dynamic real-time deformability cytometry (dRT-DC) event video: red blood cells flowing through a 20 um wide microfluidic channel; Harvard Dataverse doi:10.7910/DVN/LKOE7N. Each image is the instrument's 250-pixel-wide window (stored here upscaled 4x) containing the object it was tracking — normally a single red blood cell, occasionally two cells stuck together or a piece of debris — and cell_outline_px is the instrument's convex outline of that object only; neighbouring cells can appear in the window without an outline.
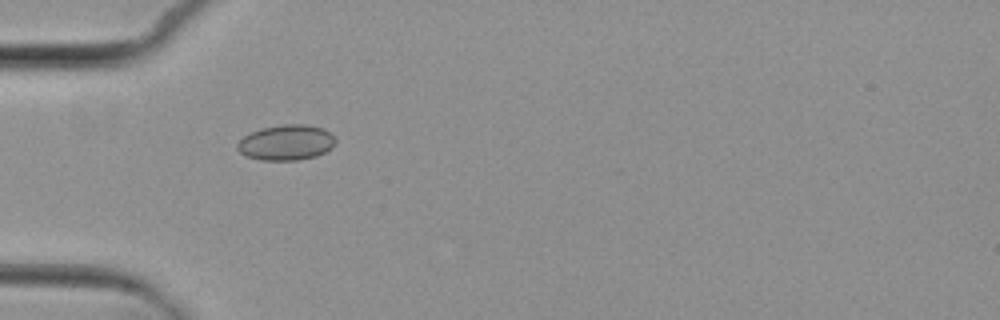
{"species": "common noctule bat (a hibernating species)", "species_latin": "Nyctalus noctula", "temperature_condition": "cold", "stored_images_in_passage": 5, "camera_frame_rate_fps": 3000, "um_per_image_px": 0.085, "animal": {"sex": "female", "body_mass_g": 29.2, "forearm_length_mm": 56.3}, "frame": {"image": 1, "passage_image": 4, "time_ms": 4.333, "image_size_px": [1000, 320], "cell_outline_px": [[336, 144], [332, 148], [316, 156], [296, 160], [264, 160], [248, 156], [240, 152], [236, 148], [236, 144], [244, 136], [252, 132], [264, 128], [280, 124], [304, 124], [324, 128], [336, 140]], "centroid_in_image_um": [24.35, 12.11], "position_along_channel_um": 60.7, "area_um2": 20.11}}
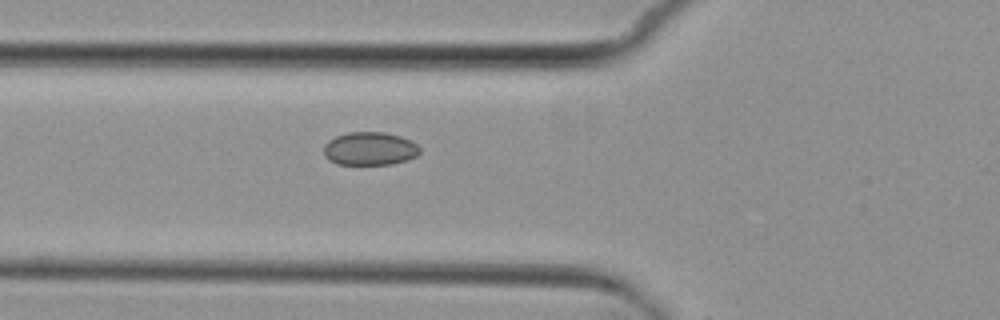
{"frame": {"image": 2, "passage_image": 5, "time_ms": 5.333, "image_size_px": [1000, 320], "cell_outline_px": [[420, 152], [416, 156], [408, 160], [392, 164], [336, 164], [328, 160], [324, 156], [324, 144], [328, 140], [336, 136], [348, 132], [384, 132], [400, 136], [416, 144], [420, 148]], "centroid_in_image_um": [31.41, 12.64], "position_along_channel_um": 94.4, "area_um2": 18.67}}